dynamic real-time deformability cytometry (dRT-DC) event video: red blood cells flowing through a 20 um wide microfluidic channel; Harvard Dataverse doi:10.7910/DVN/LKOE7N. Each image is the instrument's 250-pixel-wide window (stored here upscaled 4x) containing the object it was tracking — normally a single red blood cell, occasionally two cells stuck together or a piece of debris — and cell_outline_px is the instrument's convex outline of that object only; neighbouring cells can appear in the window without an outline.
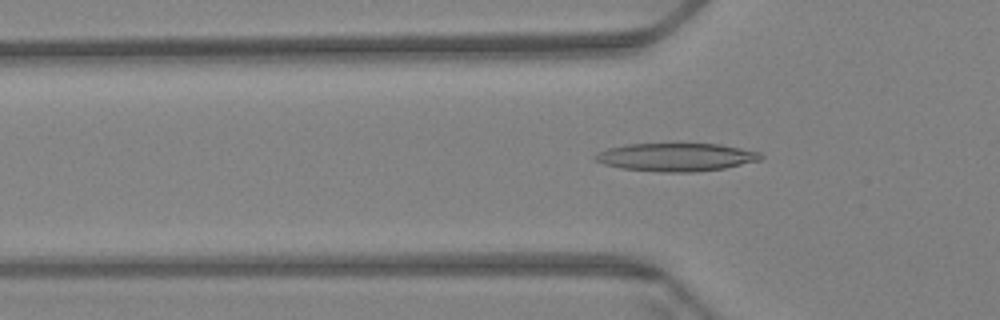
{"species": "Egyptian fruit bat (a non-hibernating species)", "species_latin": "Rousettus aegyptiacus", "temperature_condition": "warm", "stored_images_in_passage": 49, "camera_frame_rate_fps": 3000, "um_per_image_px": 0.085, "animal": {"sex": "female"}, "frame": {"image": 1, "passage_image": 8, "time_ms": 2.333, "image_size_px": [1000, 320], "cell_outline_px": [[764, 156], [760, 160], [724, 168], [692, 172], [660, 172], [620, 168], [604, 164], [596, 160], [592, 156], [596, 152], [608, 148], [624, 144], [720, 144], [760, 152]], "centroid_in_image_um": [57.43, 13.35], "position_along_channel_um": 68.4, "area_um2": 27.11}}
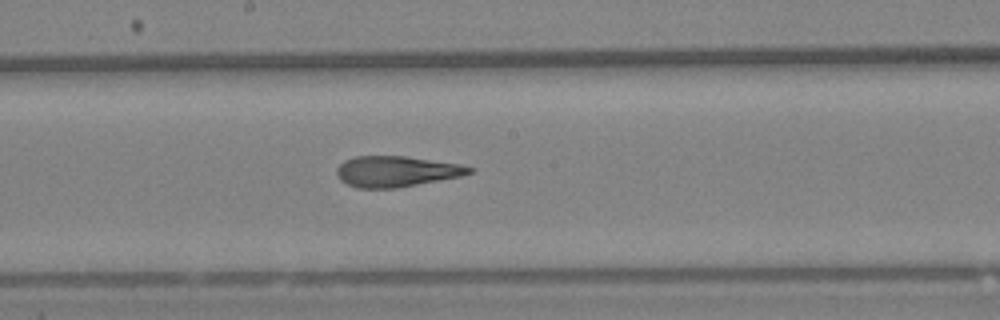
{"frame": {"image": 2, "passage_image": 21, "time_ms": 6.667, "image_size_px": [1000, 320], "cell_outline_px": [[476, 168], [472, 172], [460, 176], [400, 188], [356, 188], [340, 180], [336, 176], [336, 168], [344, 160], [356, 156], [404, 156], [460, 164]], "centroid_in_image_um": [33.66, 14.57], "position_along_channel_um": 214.5, "area_um2": 23.87}}
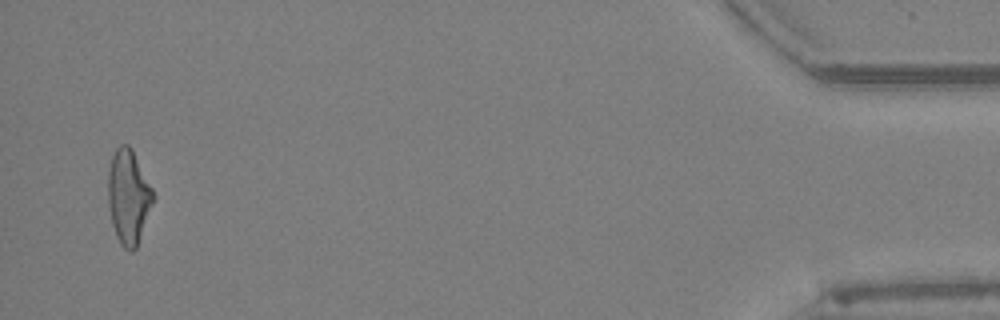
{"frame": {"image": 3, "passage_image": 47, "time_ms": 15.333, "image_size_px": [1000, 320], "cell_outline_px": [[152, 204], [136, 248], [132, 252], [124, 248], [120, 244], [116, 236], [112, 224], [108, 204], [108, 172], [112, 156], [116, 148], [120, 144], [128, 144], [132, 148], [152, 188]], "centroid_in_image_um": [10.89, 16.71], "position_along_channel_um": 424.3, "area_um2": 24.51}, "authors_computed_cell_mechanics": {"area_um2": 24.5072, "velocity_mm_per_s": 3.3837, "shape_relaxation_time_tau1_ms": null, "shape_relaxation_time_tau2_ms": 2.5841, "deformation_change_tau1": null, "deformation_change_tau2": 0.1265}}